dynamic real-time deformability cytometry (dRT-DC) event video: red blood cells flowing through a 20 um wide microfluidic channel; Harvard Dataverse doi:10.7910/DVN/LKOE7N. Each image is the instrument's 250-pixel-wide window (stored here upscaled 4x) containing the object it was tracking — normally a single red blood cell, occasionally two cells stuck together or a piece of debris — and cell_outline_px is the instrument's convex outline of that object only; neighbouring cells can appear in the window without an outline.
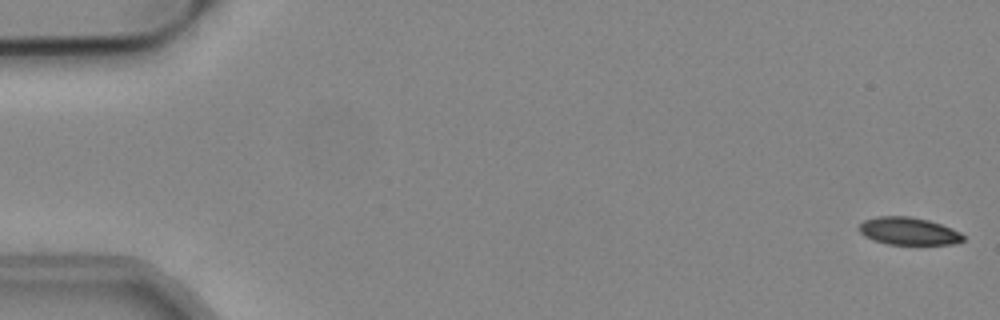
{"species": "common noctule bat (a hibernating species)", "species_latin": "Nyctalus noctula", "temperature_condition": "cold", "stored_images_in_passage": 54, "camera_frame_rate_fps": 3000, "um_per_image_px": 0.085, "animal": {"sex": "male", "body_mass_g": 19.2, "forearm_length_mm": 51.8}, "frame": {"image": 1, "passage_image": 1, "time_ms": 0.0, "image_size_px": [1000, 320], "cell_outline_px": [[964, 240], [952, 244], [888, 244], [872, 240], [864, 236], [860, 232], [860, 224], [864, 220], [876, 216], [908, 216], [928, 220], [952, 228], [960, 232], [964, 236]], "centroid_in_image_um": [77.21, 19.64], "position_along_channel_um": 7.8, "area_um2": 16.65}}
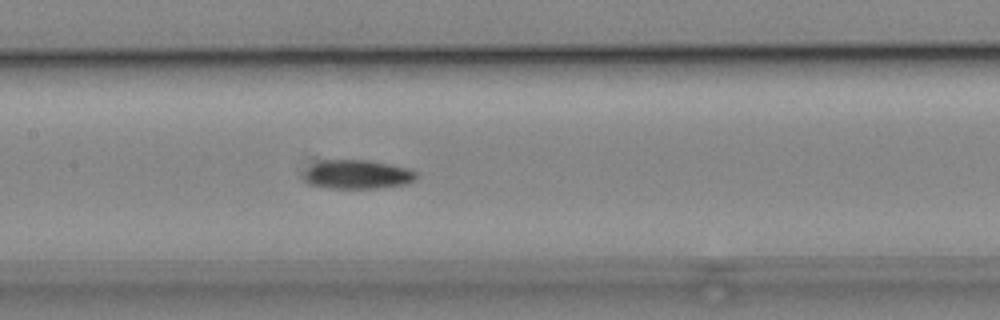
{"frame": {"image": 2, "passage_image": 26, "time_ms": 8.333, "image_size_px": [1000, 320], "cell_outline_px": [[420, 176], [416, 180], [408, 184], [376, 188], [332, 188], [312, 184], [304, 180], [304, 172], [312, 164], [320, 160], [364, 160], [388, 164], [408, 168], [416, 172]], "centroid_in_image_um": [30.42, 14.83], "position_along_channel_um": 177.0, "area_um2": 18.96}}
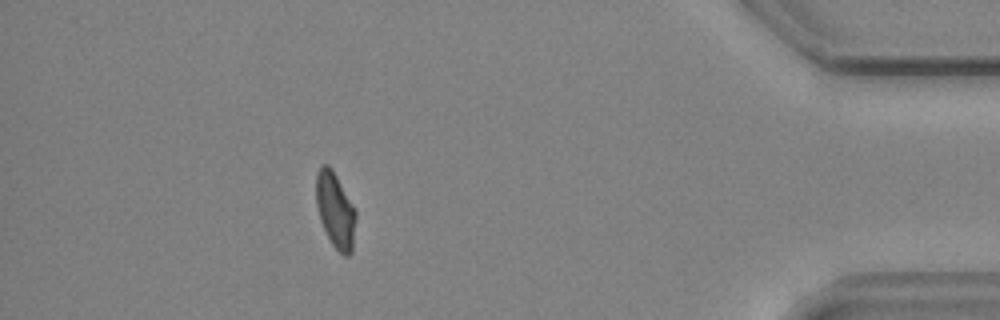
{"frame": {"image": 3, "passage_image": 48, "time_ms": 15.667, "image_size_px": [1000, 320], "cell_outline_px": [[356, 216], [352, 252], [348, 256], [344, 256], [332, 244], [320, 220], [316, 204], [316, 172], [324, 164], [328, 164], [332, 168], [356, 208]], "centroid_in_image_um": [28.51, 17.84], "position_along_channel_um": 406.7, "area_um2": 17.57}, "authors_computed_cell_mechanics": {"area_um2": 18.0914, "velocity_mm_per_s": 3.8307, "shape_relaxation_time_tau1_ms": null, "shape_relaxation_time_tau2_ms": 8.8288, "deformation_change_tau1": null, "deformation_change_tau2": 0.1406}}